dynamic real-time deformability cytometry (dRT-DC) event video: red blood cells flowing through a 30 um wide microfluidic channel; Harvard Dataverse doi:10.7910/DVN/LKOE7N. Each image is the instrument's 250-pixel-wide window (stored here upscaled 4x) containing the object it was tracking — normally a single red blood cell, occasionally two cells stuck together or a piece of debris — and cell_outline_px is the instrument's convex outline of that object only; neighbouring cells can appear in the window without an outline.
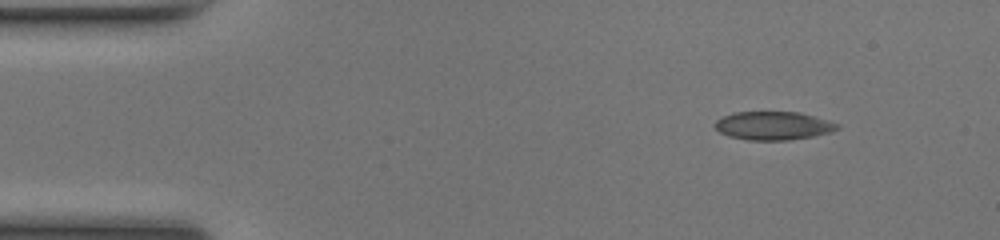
{"species": "common noctule bat (a hibernating species)", "species_latin": "Nyctalus noctula", "temperature_condition": "room temperature", "stored_images_in_passage": 45, "camera_frame_rate_fps": 3000, "um_per_image_px": 0.085, "animal": {"sex": "female", "body_mass_g": 17.0, "forearm_length_mm": 48.0}, "frame": {"image": 1, "passage_image": 1, "time_ms": 0.0, "image_size_px": [1000, 240], "cell_outline_px": [[840, 128], [832, 132], [812, 136], [788, 140], [748, 140], [728, 136], [720, 132], [716, 128], [716, 120], [724, 116], [736, 112], [800, 112], [828, 120], [840, 124]], "centroid_in_image_um": [65.77, 10.68], "position_along_channel_um": 19.2, "area_um2": 20.17}}
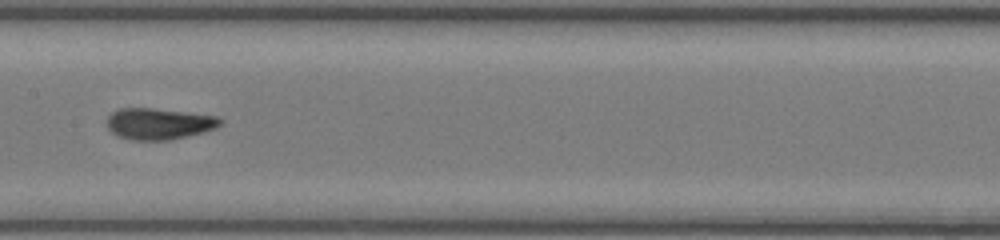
{"frame": {"image": 2, "passage_image": 20, "time_ms": 6.333, "image_size_px": [1000, 240], "cell_outline_px": [[224, 124], [216, 128], [204, 132], [172, 140], [132, 140], [120, 136], [112, 132], [108, 128], [108, 116], [112, 112], [120, 108], [152, 108], [216, 116], [224, 120]], "centroid_in_image_um": [13.55, 10.52], "position_along_channel_um": 193.8, "area_um2": 20.69}}
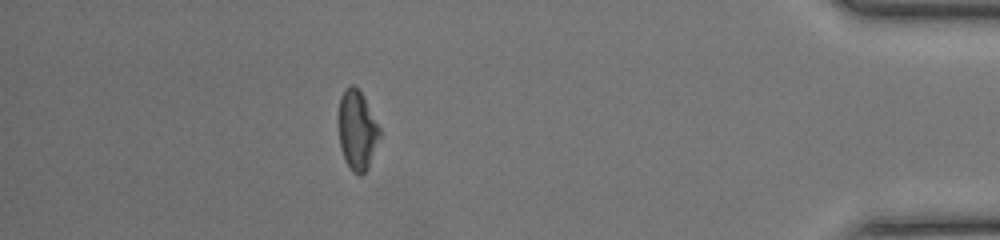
{"frame": {"image": 3, "passage_image": 39, "time_ms": 12.667, "image_size_px": [1000, 240], "cell_outline_px": [[380, 136], [368, 168], [360, 176], [352, 172], [344, 160], [340, 148], [336, 120], [336, 116], [340, 96], [344, 88], [352, 84], [364, 96], [380, 128]], "centroid_in_image_um": [30.3, 11.05], "position_along_channel_um": 404.9, "area_um2": 19.65}, "authors_computed_cell_mechanics": {"area_um2": 20.2878, "velocity_mm_per_s": 4.1733, "shape_relaxation_time_tau1_ms": 6.9225, "shape_relaxation_time_tau2_ms": 1.0352, "deformation_change_tau1": 0.1854, "deformation_change_tau2": 0.0675}}